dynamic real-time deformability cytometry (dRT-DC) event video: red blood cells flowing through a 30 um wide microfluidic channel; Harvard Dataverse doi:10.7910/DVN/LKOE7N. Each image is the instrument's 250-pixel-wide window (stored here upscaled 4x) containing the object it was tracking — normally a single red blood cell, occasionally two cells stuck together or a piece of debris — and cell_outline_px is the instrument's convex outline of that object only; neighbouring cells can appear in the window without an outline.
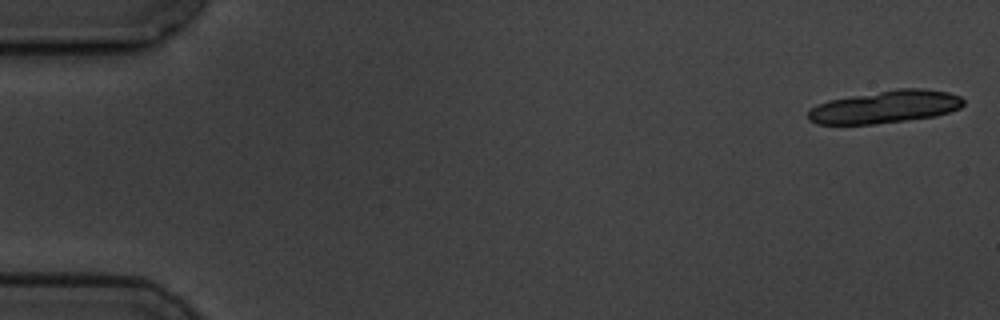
{"species": "common noctule bat (a hibernating species)", "species_latin": "Nyctalus noctula", "temperature_condition": "cold", "stored_images_in_passage": 4, "camera_frame_rate_fps": 3000, "um_per_image_px": 0.085, "animal": {"sex": "male", "body_mass_g": 19.5, "forearm_length_mm": 54.6}, "frame": {"image": 1, "passage_image": 1, "time_ms": 0.0, "image_size_px": [1000, 320], "cell_outline_px": [[964, 104], [960, 108], [936, 116], [876, 124], [816, 124], [808, 120], [808, 112], [816, 104], [828, 100], [896, 88], [924, 88], [948, 92], [960, 96], [964, 100]], "centroid_in_image_um": [75.24, 9.08], "position_along_channel_um": 9.8, "area_um2": 29.65}}